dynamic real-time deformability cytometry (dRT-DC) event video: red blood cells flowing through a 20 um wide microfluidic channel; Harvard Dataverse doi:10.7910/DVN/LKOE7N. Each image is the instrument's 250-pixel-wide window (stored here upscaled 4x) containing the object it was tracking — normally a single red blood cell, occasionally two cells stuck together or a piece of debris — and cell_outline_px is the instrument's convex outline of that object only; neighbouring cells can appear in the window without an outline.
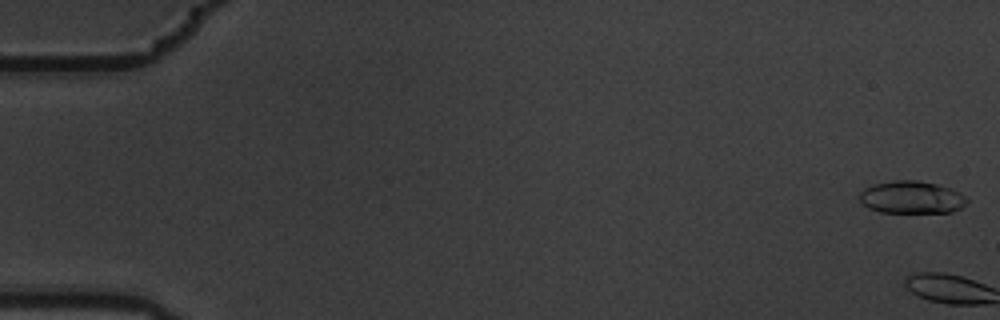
{"species": "common noctule bat (a hibernating species)", "species_latin": "Nyctalus noctula", "temperature_condition": "warm", "stored_images_in_passage": 8, "camera_frame_rate_fps": 3000, "um_per_image_px": 0.085, "animal": {"sex": "male", "body_mass_g": 19.5, "forearm_length_mm": 54.6}, "frame": {"image": 1, "passage_image": 1, "time_ms": 0.0, "image_size_px": [1000, 320], "cell_outline_px": [[968, 200], [960, 208], [952, 212], [880, 212], [868, 208], [860, 204], [860, 192], [864, 188], [876, 184], [892, 180], [916, 180], [936, 184], [952, 188], [960, 192]], "centroid_in_image_um": [77.46, 16.77], "position_along_channel_um": 7.5, "area_um2": 20.35}}
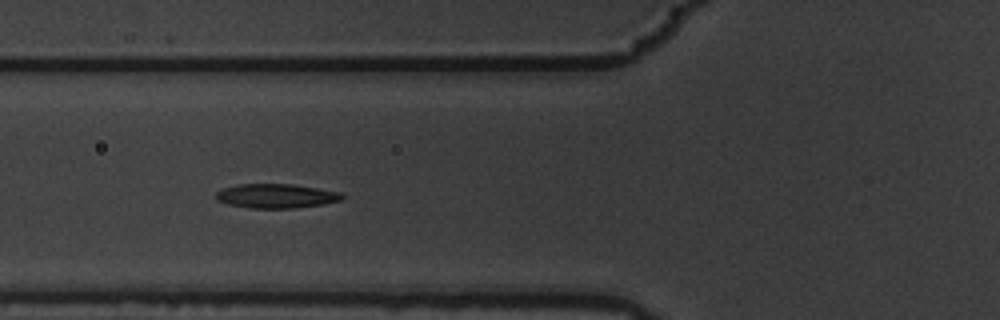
{"frame": {"image": 2, "passage_image": 7, "time_ms": 2.0, "image_size_px": [1000, 320], "cell_outline_px": [[344, 196], [340, 200], [324, 204], [292, 208], [252, 208], [228, 204], [216, 200], [216, 192], [224, 188], [236, 184], [292, 184], [340, 192]], "centroid_in_image_um": [23.45, 16.65], "position_along_channel_um": 102.4, "area_um2": 17.69}}
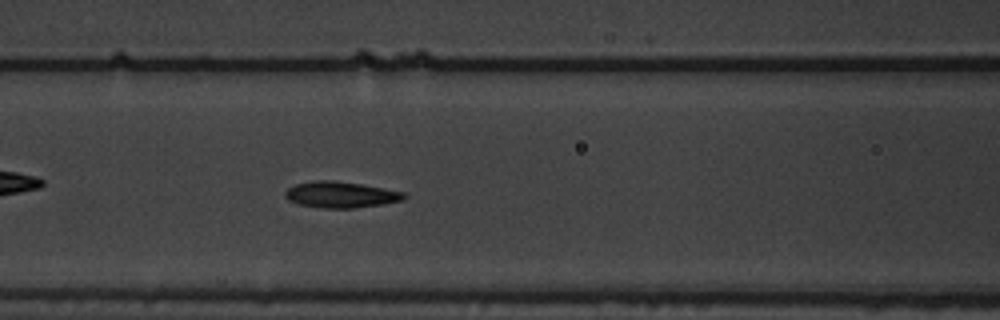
{"frame": {"image": 3, "passage_image": 8, "time_ms": 2.333, "image_size_px": [1000, 320], "cell_outline_px": [[408, 196], [404, 200], [384, 204], [352, 208], [324, 208], [296, 204], [288, 200], [284, 196], [284, 192], [288, 188], [296, 184], [312, 180], [332, 180], [364, 184], [404, 192]], "centroid_in_image_um": [28.96, 16.54], "position_along_channel_um": 137.6, "area_um2": 18.38}}